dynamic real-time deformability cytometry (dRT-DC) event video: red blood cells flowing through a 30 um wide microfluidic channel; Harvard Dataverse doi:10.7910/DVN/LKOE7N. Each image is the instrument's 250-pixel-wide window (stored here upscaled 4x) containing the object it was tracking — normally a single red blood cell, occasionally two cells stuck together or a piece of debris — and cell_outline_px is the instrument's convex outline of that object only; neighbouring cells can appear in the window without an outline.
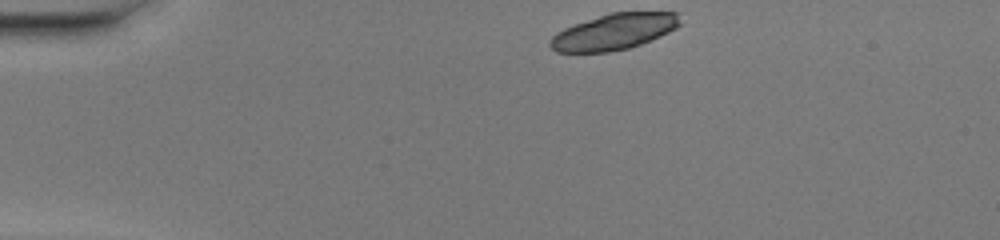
{"species": "common noctule bat (a hibernating species)", "species_latin": "Nyctalus noctula", "temperature_condition": "warm", "stored_images_in_passage": 41, "camera_frame_rate_fps": 3000, "um_per_image_px": 0.085, "animal": {"sex": "female", "body_mass_g": 20.0, "forearm_length_mm": 54.0}, "frame": {"image": 1, "passage_image": 1, "time_ms": 0.0, "image_size_px": [1000, 240], "cell_outline_px": [[680, 24], [676, 28], [660, 36], [640, 44], [628, 48], [608, 52], [556, 52], [548, 44], [548, 40], [556, 32], [564, 28], [608, 12], [680, 12]], "centroid_in_image_um": [52.18, 2.69], "position_along_channel_um": 32.8, "area_um2": 27.34}}